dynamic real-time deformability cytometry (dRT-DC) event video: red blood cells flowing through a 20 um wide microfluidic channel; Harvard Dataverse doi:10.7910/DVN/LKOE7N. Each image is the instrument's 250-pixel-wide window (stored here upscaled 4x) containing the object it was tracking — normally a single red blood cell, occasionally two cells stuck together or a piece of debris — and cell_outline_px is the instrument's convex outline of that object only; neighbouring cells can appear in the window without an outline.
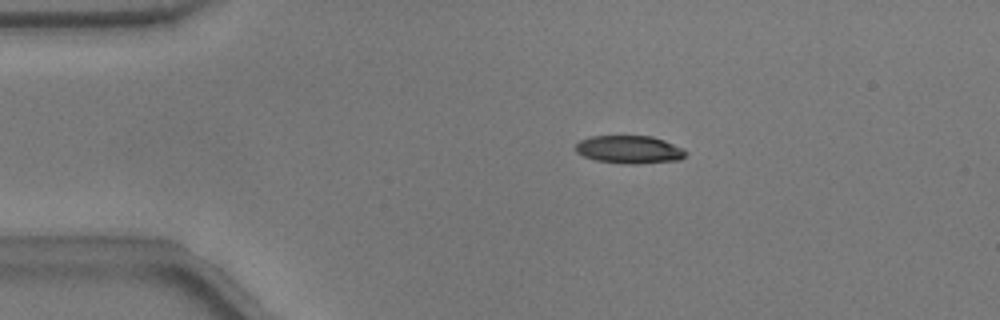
{"species": "common noctule bat (a hibernating species)", "species_latin": "Nyctalus noctula", "temperature_condition": "warm", "stored_images_in_passage": 38, "camera_frame_rate_fps": 3000, "um_per_image_px": 0.085, "animal": {"sex": "male", "body_mass_g": 17.9}, "frame": {"image": 1, "passage_image": 2, "time_ms": 0.333, "image_size_px": [1000, 320], "cell_outline_px": [[688, 152], [680, 160], [636, 164], [624, 164], [596, 160], [584, 156], [576, 152], [576, 144], [580, 140], [588, 136], [652, 136], [664, 140], [684, 148]], "centroid_in_image_um": [53.51, 12.71], "position_along_channel_um": 31.5, "area_um2": 18.03}}
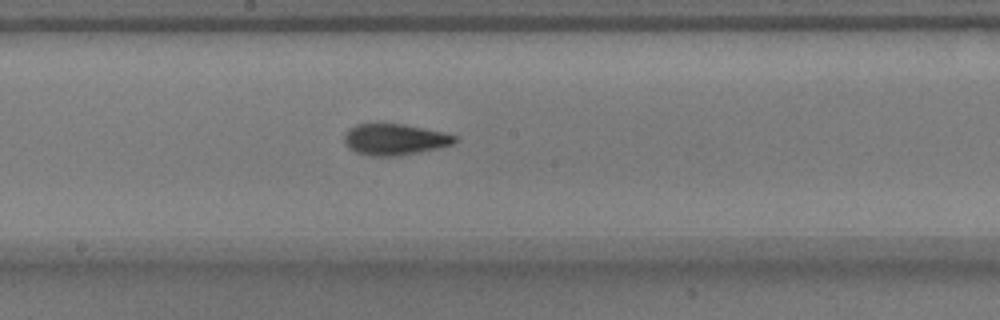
{"frame": {"image": 2, "passage_image": 20, "time_ms": 6.333, "image_size_px": [1000, 320], "cell_outline_px": [[460, 140], [452, 144], [420, 152], [396, 156], [368, 156], [356, 152], [348, 148], [344, 140], [344, 136], [348, 128], [356, 124], [404, 124], [444, 132], [456, 136]], "centroid_in_image_um": [33.54, 11.85], "position_along_channel_um": 214.7, "area_um2": 20.17}}
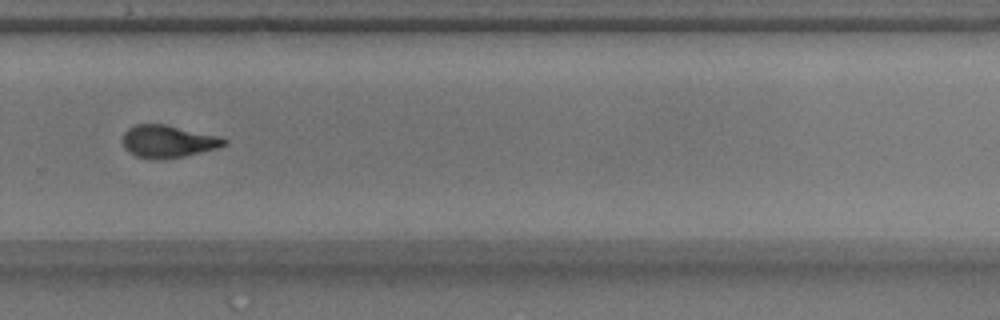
{"frame": {"image": 3, "passage_image": 28, "time_ms": 9.0, "image_size_px": [1000, 320], "cell_outline_px": [[228, 144], [216, 148], [184, 156], [136, 156], [128, 152], [124, 148], [120, 140], [124, 132], [128, 128], [136, 124], [164, 124], [220, 136], [228, 140]], "centroid_in_image_um": [14.27, 11.97], "position_along_channel_um": 315.5, "area_um2": 18.67}, "authors_computed_cell_mechanics": {"area_um2": 19.2474, "velocity_mm_per_s": 3.7991, "shape_relaxation_time_tau1_ms": 4.8185, "shape_relaxation_time_tau2_ms": 1.8956, "deformation_change_tau1": 0.192, "deformation_change_tau2": 0.0981}}